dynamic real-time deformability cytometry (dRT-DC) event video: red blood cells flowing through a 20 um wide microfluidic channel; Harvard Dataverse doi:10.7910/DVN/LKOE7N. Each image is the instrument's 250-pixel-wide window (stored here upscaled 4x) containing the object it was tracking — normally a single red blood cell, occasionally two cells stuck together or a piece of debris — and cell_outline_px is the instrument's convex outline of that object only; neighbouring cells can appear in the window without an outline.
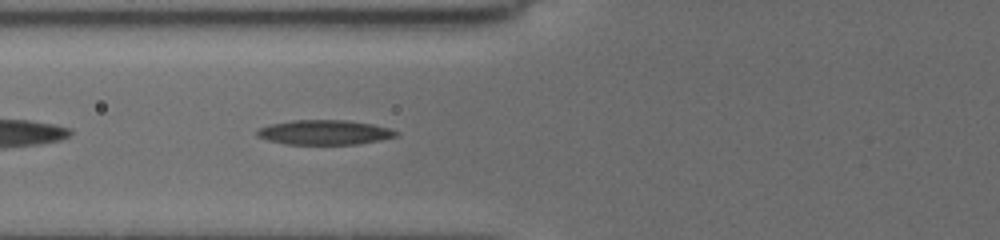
{"species": "common noctule bat (a hibernating species)", "species_latin": "Nyctalus noctula", "temperature_condition": "cold", "stored_images_in_passage": 8, "camera_frame_rate_fps": 3000, "um_per_image_px": 0.085, "animal": {"sex": "female", "body_mass_g": 19.5, "forearm_length_mm": 54.1}, "frame": {"image": 1, "passage_image": 5, "time_ms": 1.0, "image_size_px": [1000, 240], "cell_outline_px": [[400, 136], [380, 140], [356, 144], [284, 144], [268, 140], [256, 136], [256, 132], [260, 128], [272, 124], [292, 120], [348, 120], [372, 124], [388, 128], [400, 132]], "centroid_in_image_um": [27.62, 11.25], "position_along_channel_um": 98.2, "area_um2": 20.0}}
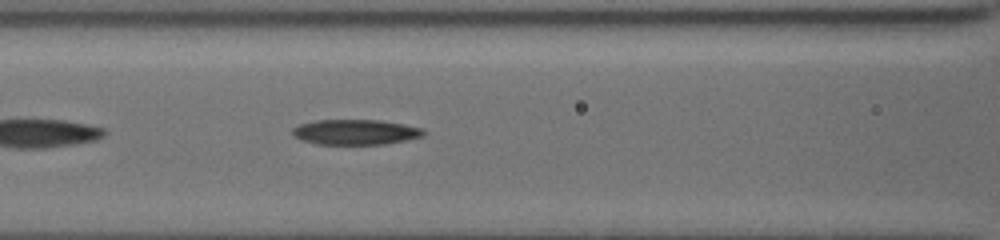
{"frame": {"image": 2, "passage_image": 8, "time_ms": 2.0, "image_size_px": [1000, 240], "cell_outline_px": [[428, 132], [424, 136], [384, 144], [316, 144], [300, 140], [292, 132], [292, 128], [300, 124], [316, 120], [380, 120], [404, 124], [424, 128]], "centroid_in_image_um": [30.25, 11.22], "position_along_channel_um": 136.3, "area_um2": 19.36}}